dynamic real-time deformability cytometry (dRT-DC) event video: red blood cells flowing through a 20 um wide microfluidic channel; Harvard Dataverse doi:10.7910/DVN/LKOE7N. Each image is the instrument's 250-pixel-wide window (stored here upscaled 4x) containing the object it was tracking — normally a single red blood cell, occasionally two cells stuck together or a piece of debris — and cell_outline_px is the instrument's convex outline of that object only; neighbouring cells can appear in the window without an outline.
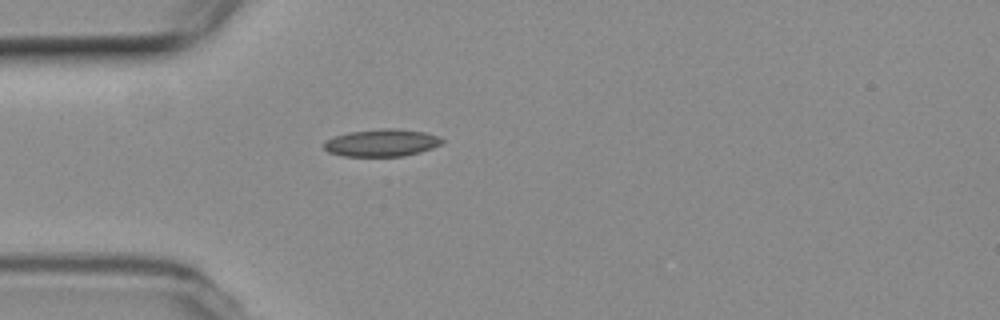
{"species": "common noctule bat (a hibernating species)", "species_latin": "Nyctalus noctula", "temperature_condition": "room temperature", "stored_images_in_passage": 5, "camera_frame_rate_fps": 3000, "um_per_image_px": 0.085, "animal": {"sex": "female", "body_mass_g": 19.3, "forearm_length_mm": 54.1}, "frame": {"image": 1, "passage_image": 1, "time_ms": 0.0, "image_size_px": [1000, 320], "cell_outline_px": [[444, 140], [440, 144], [432, 148], [420, 152], [404, 156], [344, 156], [328, 152], [324, 148], [324, 140], [332, 136], [348, 132], [380, 128], [396, 128], [424, 132], [440, 136]], "centroid_in_image_um": [32.42, 12.13], "position_along_channel_um": 52.6, "area_um2": 19.02}}